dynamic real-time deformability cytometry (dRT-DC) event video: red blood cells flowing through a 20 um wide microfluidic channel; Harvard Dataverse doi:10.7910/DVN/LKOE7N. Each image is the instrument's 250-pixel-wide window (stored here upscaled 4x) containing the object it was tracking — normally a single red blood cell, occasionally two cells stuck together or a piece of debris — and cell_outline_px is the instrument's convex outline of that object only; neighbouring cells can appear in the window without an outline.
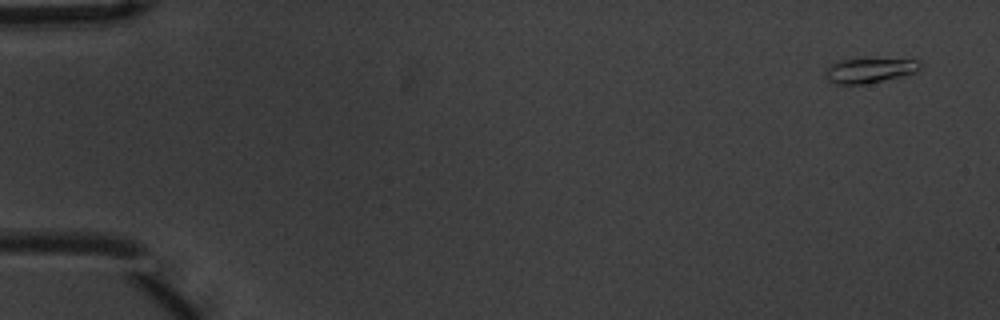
{"species": "common noctule bat (a hibernating species)", "species_latin": "Nyctalus noctula", "temperature_condition": "warm", "stored_images_in_passage": 6, "camera_frame_rate_fps": 3000, "um_per_image_px": 0.085, "animal": {"sex": "male", "body_mass_g": 20.1, "forearm_length_mm": 53.5}, "frame": {"image": 1, "passage_image": 1, "time_ms": 0.0, "image_size_px": [1000, 320], "cell_outline_px": [[920, 68], [916, 72], [900, 76], [864, 84], [832, 84], [828, 80], [824, 72], [828, 64], [856, 56], [864, 56], [920, 60]], "centroid_in_image_um": [73.86, 5.92], "position_along_channel_um": 11.1, "area_um2": 14.57}}